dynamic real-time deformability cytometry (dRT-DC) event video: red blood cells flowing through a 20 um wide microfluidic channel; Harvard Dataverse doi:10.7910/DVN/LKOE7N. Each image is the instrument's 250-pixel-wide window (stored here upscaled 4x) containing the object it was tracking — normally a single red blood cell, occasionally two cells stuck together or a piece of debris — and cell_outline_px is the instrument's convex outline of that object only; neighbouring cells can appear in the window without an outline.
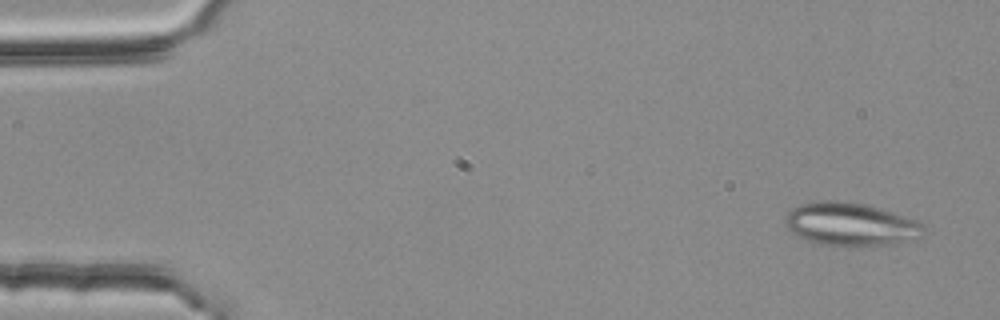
{"species": "common noctule bat (a hibernating species)", "species_latin": "Nyctalus noctula", "temperature_condition": "room temperature", "stored_images_in_passage": 4, "camera_frame_rate_fps": 3000, "um_per_image_px": 0.085, "animal": {"sex": "female", "body_mass_g": 25.1}, "frame": {"image": 1, "passage_image": 1, "time_ms": 0.0, "image_size_px": [1000, 320], "cell_outline_px": [[924, 228], [920, 236], [916, 240], [852, 248], [848, 248], [820, 244], [808, 240], [792, 232], [784, 224], [784, 216], [792, 208], [800, 204], [820, 200], [836, 200], [864, 204], [916, 220], [924, 224]], "centroid_in_image_um": [72.26, 19.08], "position_along_channel_um": 12.7, "area_um2": 34.97}}